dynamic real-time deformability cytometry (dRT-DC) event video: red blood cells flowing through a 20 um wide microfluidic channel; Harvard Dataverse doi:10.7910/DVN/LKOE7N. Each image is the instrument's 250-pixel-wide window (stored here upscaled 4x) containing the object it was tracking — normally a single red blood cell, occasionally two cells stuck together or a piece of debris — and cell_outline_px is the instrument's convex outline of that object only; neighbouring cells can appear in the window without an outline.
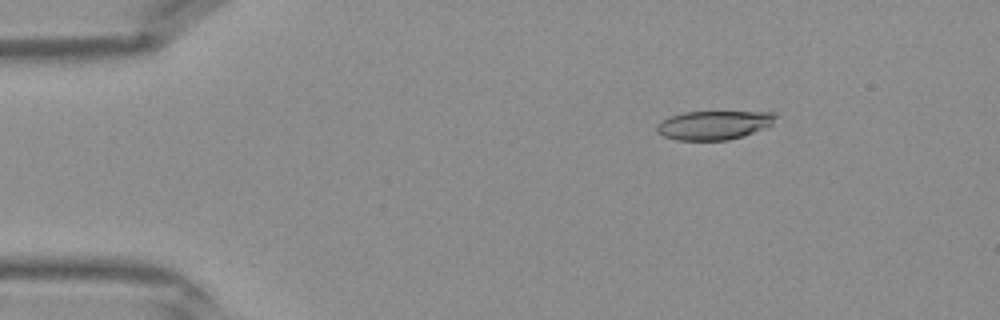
{"species": "Egyptian fruit bat (a non-hibernating species)", "species_latin": "Rousettus aegyptiacus", "temperature_condition": "warm", "stored_images_in_passage": 41, "camera_frame_rate_fps": 3000, "um_per_image_px": 0.085, "frame": {"image": 1, "passage_image": 6, "time_ms": 1.667, "image_size_px": [1000, 320], "cell_outline_px": [[776, 116], [772, 124], [744, 136], [728, 140], [676, 140], [664, 136], [656, 132], [656, 128], [660, 120], [684, 112], [772, 112]], "centroid_in_image_um": [60.64, 10.64], "position_along_channel_um": 24.4, "area_um2": 19.83}}
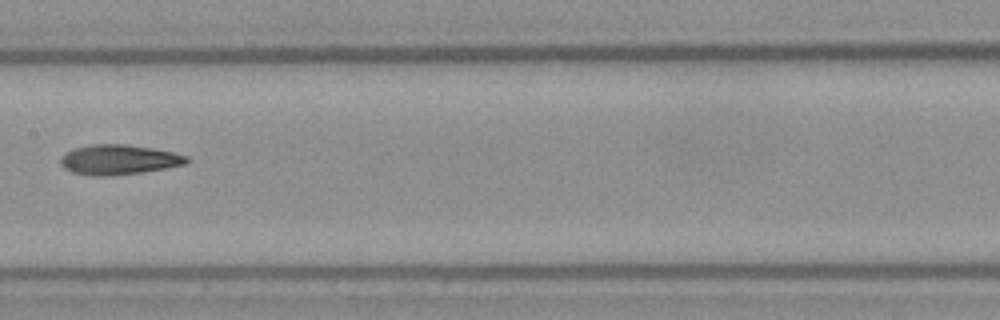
{"frame": {"image": 2, "passage_image": 21, "time_ms": 6.667, "image_size_px": [1000, 320], "cell_outline_px": [[188, 160], [184, 164], [164, 168], [140, 172], [112, 176], [92, 176], [72, 172], [64, 168], [60, 164], [60, 156], [64, 152], [72, 148], [88, 144], [124, 144], [152, 148], [172, 152], [188, 156]], "centroid_in_image_um": [10.0, 13.56], "position_along_channel_um": 197.4, "area_um2": 22.08}}
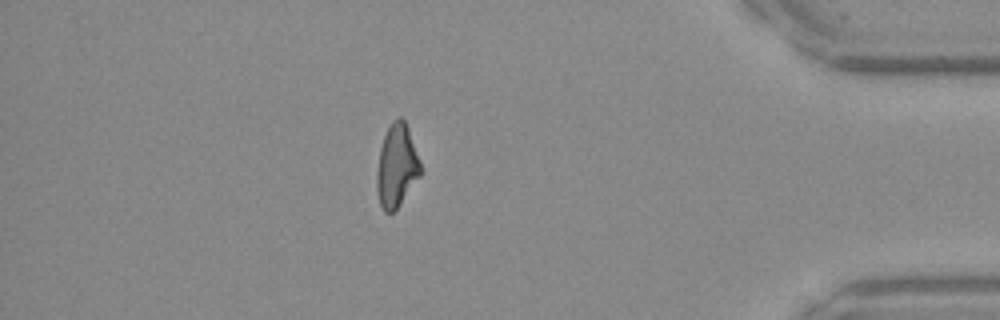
{"frame": {"image": 3, "passage_image": 36, "time_ms": 11.667, "image_size_px": [1000, 320], "cell_outline_px": [[420, 176], [396, 208], [392, 212], [384, 212], [380, 204], [376, 188], [376, 176], [380, 148], [384, 136], [392, 120], [400, 116], [404, 120], [408, 128], [420, 164]], "centroid_in_image_um": [33.69, 14.09], "position_along_channel_um": 401.5, "area_um2": 20.63}}